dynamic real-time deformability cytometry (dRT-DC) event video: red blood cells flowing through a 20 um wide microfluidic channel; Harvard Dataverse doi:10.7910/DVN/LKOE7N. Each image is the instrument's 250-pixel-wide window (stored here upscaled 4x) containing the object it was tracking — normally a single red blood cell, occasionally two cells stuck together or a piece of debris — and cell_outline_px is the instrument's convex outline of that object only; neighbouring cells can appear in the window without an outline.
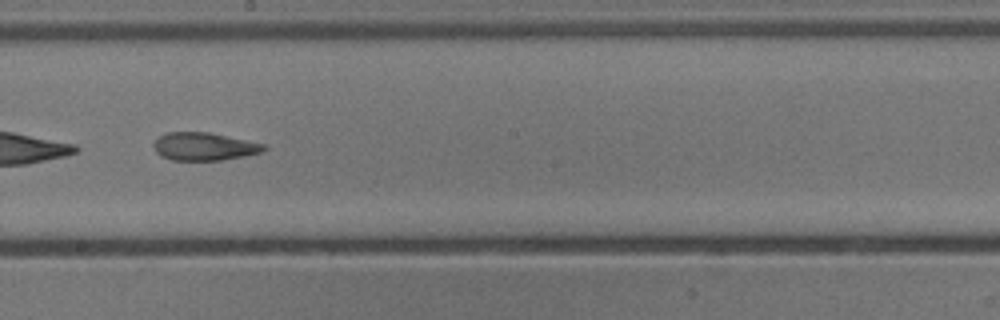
{"species": "common noctule bat (a hibernating species)", "species_latin": "Nyctalus noctula", "temperature_condition": "cold", "stored_images_in_passage": 28, "camera_frame_rate_fps": 3000, "um_per_image_px": 0.085, "animal": {"sex": "male", "body_mass_g": 13.3}, "frame": {"image": 1, "passage_image": 20, "time_ms": 6.333, "image_size_px": [1000, 320], "cell_outline_px": [[268, 148], [260, 152], [244, 156], [220, 160], [172, 160], [160, 156], [156, 152], [152, 144], [160, 136], [168, 132], [208, 132], [264, 144]], "centroid_in_image_um": [17.32, 12.45], "position_along_channel_um": 230.9, "area_um2": 17.74}}